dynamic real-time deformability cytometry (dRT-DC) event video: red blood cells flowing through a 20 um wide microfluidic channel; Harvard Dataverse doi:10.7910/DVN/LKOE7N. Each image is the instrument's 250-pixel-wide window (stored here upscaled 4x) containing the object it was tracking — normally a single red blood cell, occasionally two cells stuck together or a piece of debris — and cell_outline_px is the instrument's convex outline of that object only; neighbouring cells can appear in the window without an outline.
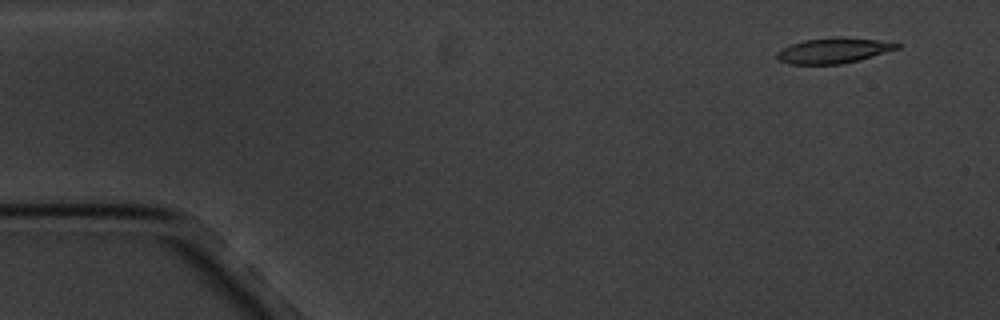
{"species": "common noctule bat (a hibernating species)", "species_latin": "Nyctalus noctula", "temperature_condition": "cold", "stored_images_in_passage": 10, "camera_frame_rate_fps": 3000, "um_per_image_px": 0.085, "animal": {"sex": "male", "body_mass_g": 20.1, "forearm_length_mm": 53.5}, "frame": {"image": 1, "passage_image": 2, "time_ms": 1.0, "image_size_px": [1000, 320], "cell_outline_px": [[900, 48], [860, 60], [840, 64], [788, 64], [780, 60], [776, 56], [776, 52], [780, 48], [804, 40], [836, 36], [840, 36], [876, 40], [900, 44]], "centroid_in_image_um": [70.82, 4.29], "position_along_channel_um": 14.2, "area_um2": 17.8}}
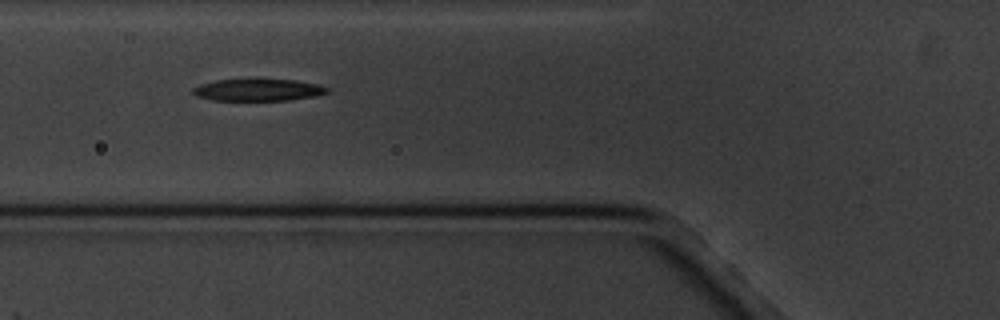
{"frame": {"image": 2, "passage_image": 7, "time_ms": 6.667, "image_size_px": [1000, 320], "cell_outline_px": [[328, 92], [316, 96], [292, 100], [212, 100], [196, 96], [192, 92], [192, 88], [200, 84], [216, 80], [296, 80], [320, 84], [328, 88]], "centroid_in_image_um": [21.95, 7.65], "position_along_channel_um": 103.8, "area_um2": 17.11}}
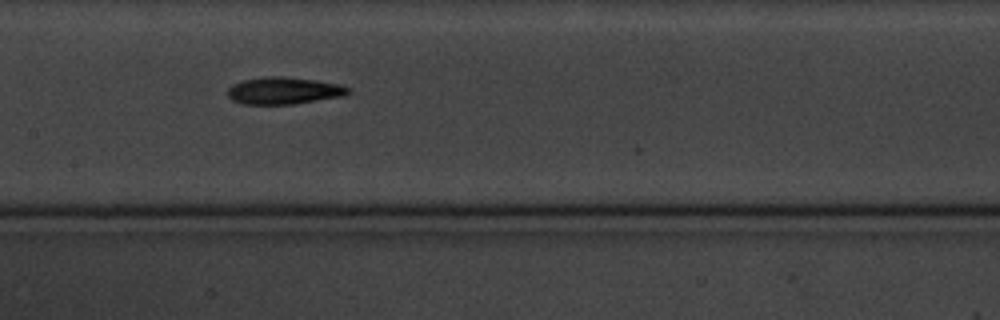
{"frame": {"image": 3, "passage_image": 9, "time_ms": 9.0, "image_size_px": [1000, 320], "cell_outline_px": [[352, 92], [344, 96], [292, 104], [244, 104], [232, 100], [228, 96], [228, 88], [232, 84], [240, 80], [268, 76], [284, 76], [316, 80], [340, 84], [352, 88]], "centroid_in_image_um": [24.15, 7.69], "position_along_channel_um": 183.2, "area_um2": 19.25}}